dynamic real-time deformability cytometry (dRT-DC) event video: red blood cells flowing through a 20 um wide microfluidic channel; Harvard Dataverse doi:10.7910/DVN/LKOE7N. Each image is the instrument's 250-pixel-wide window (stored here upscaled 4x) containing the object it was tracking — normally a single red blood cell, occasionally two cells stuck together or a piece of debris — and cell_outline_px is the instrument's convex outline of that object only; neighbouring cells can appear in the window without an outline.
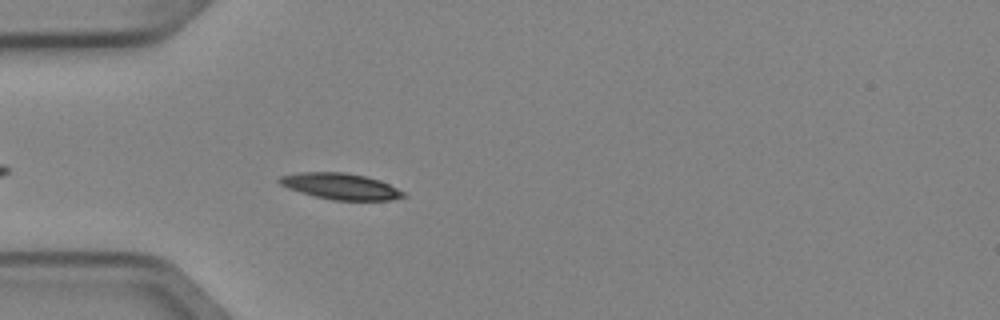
{"species": "Egyptian fruit bat (a non-hibernating species)", "species_latin": "Rousettus aegyptiacus", "temperature_condition": "cold", "stored_images_in_passage": 5, "camera_frame_rate_fps": 3000, "um_per_image_px": 0.085, "animal": {"sex": "female"}, "frame": {"image": 1, "passage_image": 5, "time_ms": 1.333, "image_size_px": [1000, 320], "cell_outline_px": [[408, 196], [388, 200], [332, 200], [300, 192], [288, 188], [280, 184], [276, 180], [280, 176], [300, 172], [344, 172], [364, 176], [380, 180], [404, 192]], "centroid_in_image_um": [28.93, 15.83], "position_along_channel_um": 56.1, "area_um2": 18.79}}